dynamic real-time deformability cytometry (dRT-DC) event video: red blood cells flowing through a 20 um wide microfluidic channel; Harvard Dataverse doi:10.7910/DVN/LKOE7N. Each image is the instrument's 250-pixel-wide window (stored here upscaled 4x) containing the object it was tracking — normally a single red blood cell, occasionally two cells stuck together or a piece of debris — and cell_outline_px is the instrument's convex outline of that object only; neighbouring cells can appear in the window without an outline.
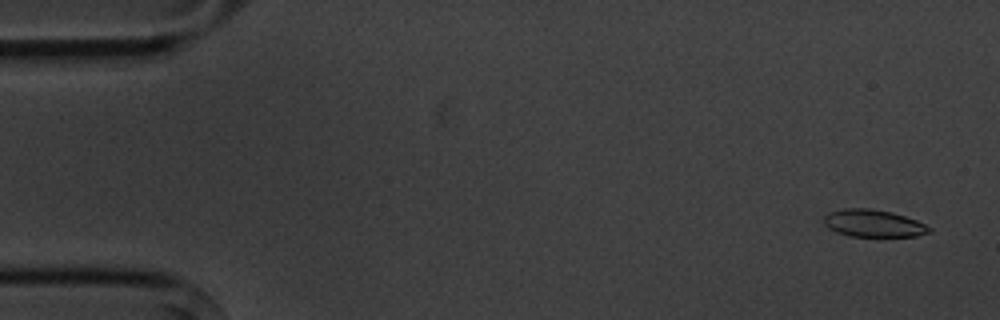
{"species": "common noctule bat (a hibernating species)", "species_latin": "Nyctalus noctula", "temperature_condition": "cold", "stored_images_in_passage": 5, "camera_frame_rate_fps": 3000, "um_per_image_px": 0.085, "animal": {"sex": "male", "body_mass_g": 20.1, "forearm_length_mm": 53.5}, "frame": {"image": 1, "passage_image": 1, "time_ms": 0.0, "image_size_px": [1000, 320], "cell_outline_px": [[932, 232], [916, 236], [848, 236], [836, 232], [828, 228], [824, 224], [824, 216], [828, 212], [844, 208], [868, 208], [892, 212], [916, 220], [932, 228]], "centroid_in_image_um": [74.22, 18.98], "position_along_channel_um": 10.8, "area_um2": 16.82}}
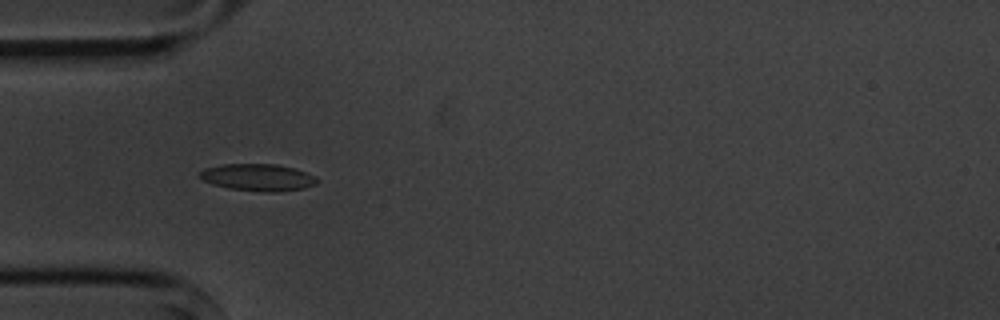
{"frame": {"image": 2, "passage_image": 4, "time_ms": 4.667, "image_size_px": [1000, 320], "cell_outline_px": [[320, 180], [316, 184], [304, 188], [276, 192], [264, 192], [228, 188], [212, 184], [204, 180], [200, 176], [200, 172], [204, 168], [224, 164], [276, 164], [292, 168], [316, 176]], "centroid_in_image_um": [21.94, 15.08], "position_along_channel_um": 63.1, "area_um2": 18.38}}
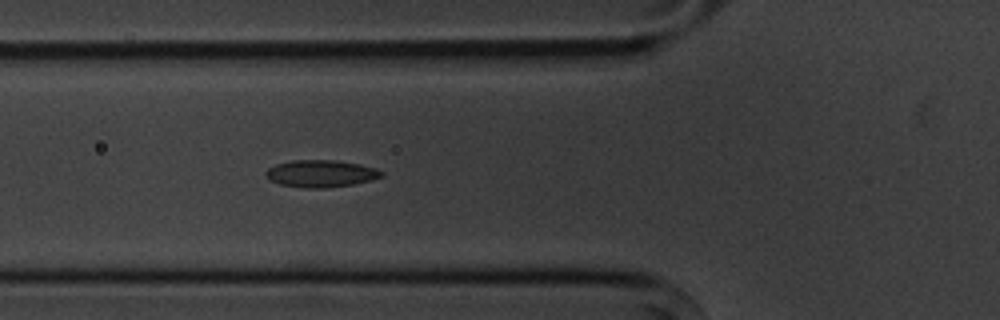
{"frame": {"image": 3, "passage_image": 5, "time_ms": 5.667, "image_size_px": [1000, 320], "cell_outline_px": [[384, 176], [372, 180], [352, 184], [328, 188], [304, 188], [280, 184], [268, 180], [264, 172], [268, 168], [276, 164], [292, 160], [336, 160], [360, 164], [376, 168], [384, 172]], "centroid_in_image_um": [27.28, 14.75], "position_along_channel_um": 98.5, "area_um2": 18.5}}